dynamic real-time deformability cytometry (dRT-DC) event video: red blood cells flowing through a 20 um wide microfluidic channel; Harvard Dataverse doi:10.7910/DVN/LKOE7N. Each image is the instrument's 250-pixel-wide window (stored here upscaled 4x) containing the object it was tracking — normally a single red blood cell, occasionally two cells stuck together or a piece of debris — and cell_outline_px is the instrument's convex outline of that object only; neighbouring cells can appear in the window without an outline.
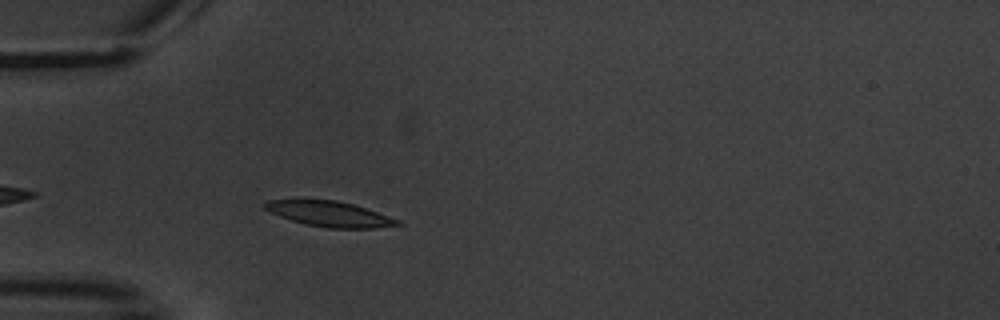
{"species": "common noctule bat (a hibernating species)", "species_latin": "Nyctalus noctula", "temperature_condition": "warm", "stored_images_in_passage": 1, "camera_frame_rate_fps": 3000, "um_per_image_px": 0.085, "animal": {"sex": "male", "body_mass_g": 20.1, "forearm_length_mm": 53.5}, "frame": {"image": 1, "passage_image": 1, "time_ms": 0.0, "image_size_px": [1000, 320], "cell_outline_px": [[404, 224], [372, 228], [328, 228], [304, 224], [280, 216], [264, 208], [260, 204], [268, 200], [336, 200], [352, 204], [400, 220]], "centroid_in_image_um": [27.99, 18.19], "position_along_channel_um": 57.0, "area_um2": 19.31}}